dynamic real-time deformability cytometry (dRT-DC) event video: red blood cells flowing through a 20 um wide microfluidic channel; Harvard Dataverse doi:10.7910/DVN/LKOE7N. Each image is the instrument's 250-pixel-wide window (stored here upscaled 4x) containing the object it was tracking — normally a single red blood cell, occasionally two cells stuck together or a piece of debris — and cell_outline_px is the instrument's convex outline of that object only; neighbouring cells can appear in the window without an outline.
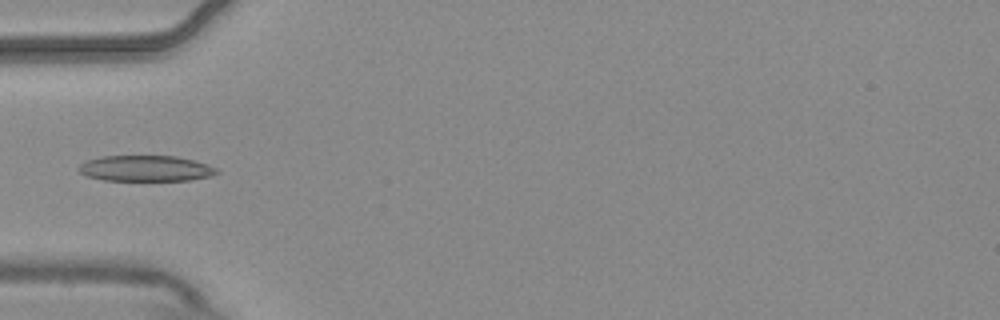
{"species": "common noctule bat (a hibernating species)", "species_latin": "Nyctalus noctula", "temperature_condition": "warm", "stored_images_in_passage": 6, "camera_frame_rate_fps": 3000, "um_per_image_px": 0.085, "animal": {"sex": "male", "body_mass_g": 20.4}, "frame": {"image": 1, "passage_image": 6, "time_ms": 1.667, "image_size_px": [1000, 320], "cell_outline_px": [[220, 172], [212, 176], [188, 180], [104, 180], [88, 176], [80, 172], [76, 168], [80, 164], [88, 160], [100, 156], [176, 156], [196, 160], [216, 168]], "centroid_in_image_um": [12.4, 14.31], "position_along_channel_um": 72.6, "area_um2": 20.75}}